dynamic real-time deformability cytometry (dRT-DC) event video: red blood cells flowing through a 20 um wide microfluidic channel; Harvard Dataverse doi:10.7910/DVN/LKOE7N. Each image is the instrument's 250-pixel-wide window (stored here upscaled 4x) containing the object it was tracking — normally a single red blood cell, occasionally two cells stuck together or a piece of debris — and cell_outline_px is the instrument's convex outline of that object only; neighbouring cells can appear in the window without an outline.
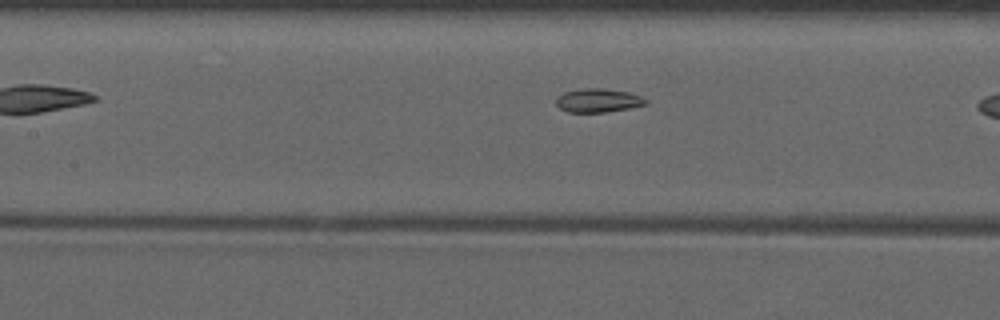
{"species": "common noctule bat (a hibernating species)", "species_latin": "Nyctalus noctula", "temperature_condition": "warm", "stored_images_in_passage": 9, "camera_frame_rate_fps": 3000, "um_per_image_px": 0.085, "animal": {"sex": "male", "forearm_length_mm": 52.5}, "frame": {"image": 1, "passage_image": 8, "time_ms": 2.333, "image_size_px": [1000, 320], "cell_outline_px": [[648, 100], [644, 104], [628, 108], [604, 112], [568, 112], [560, 108], [556, 104], [556, 96], [564, 92], [584, 88], [604, 88], [628, 92], [640, 96]], "centroid_in_image_um": [50.79, 8.53], "position_along_channel_um": 156.6, "area_um2": 12.25}}